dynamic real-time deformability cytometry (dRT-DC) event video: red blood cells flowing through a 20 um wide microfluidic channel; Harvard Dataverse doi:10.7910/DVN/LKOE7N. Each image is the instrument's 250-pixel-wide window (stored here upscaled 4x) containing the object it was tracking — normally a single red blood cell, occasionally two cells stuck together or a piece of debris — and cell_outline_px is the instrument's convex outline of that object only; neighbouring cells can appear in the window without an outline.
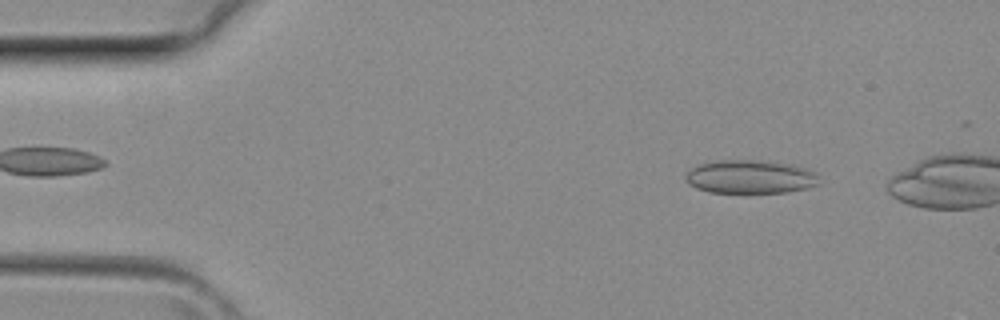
{"species": "common noctule bat (a hibernating species)", "species_latin": "Nyctalus noctula", "temperature_condition": "room temperature", "stored_images_in_passage": 33, "camera_frame_rate_fps": 3000, "um_per_image_px": 0.085, "animal": {"sex": "female", "body_mass_g": 29.2, "forearm_length_mm": 56.3}, "frame": {"image": 1, "passage_image": 4, "time_ms": 1.0, "image_size_px": [1000, 320], "cell_outline_px": [[820, 184], [808, 188], [788, 192], [708, 192], [696, 188], [688, 184], [684, 176], [692, 168], [700, 164], [716, 160], [752, 160], [788, 164], [804, 168], [816, 172]], "centroid_in_image_um": [63.76, 15.03], "position_along_channel_um": 21.2, "area_um2": 25.89}}
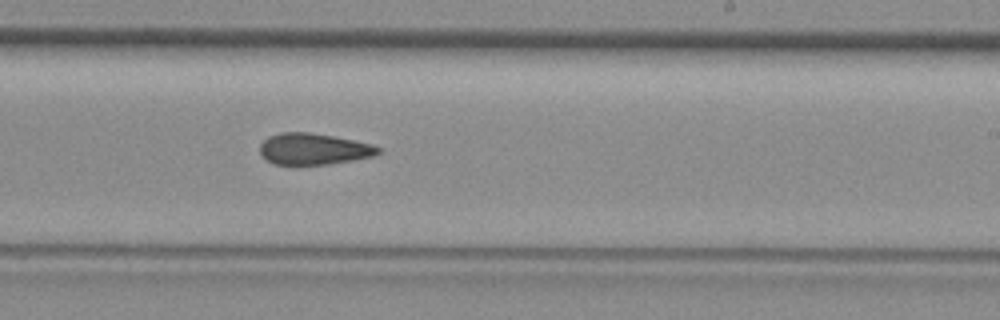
{"frame": {"image": 2, "passage_image": 22, "time_ms": 7.0, "image_size_px": [1000, 320], "cell_outline_px": [[380, 152], [372, 156], [352, 160], [324, 164], [276, 164], [268, 160], [260, 152], [260, 144], [268, 136], [280, 132], [308, 132], [332, 136], [372, 144], [380, 148]], "centroid_in_image_um": [26.63, 12.65], "position_along_channel_um": 262.4, "area_um2": 21.21}}
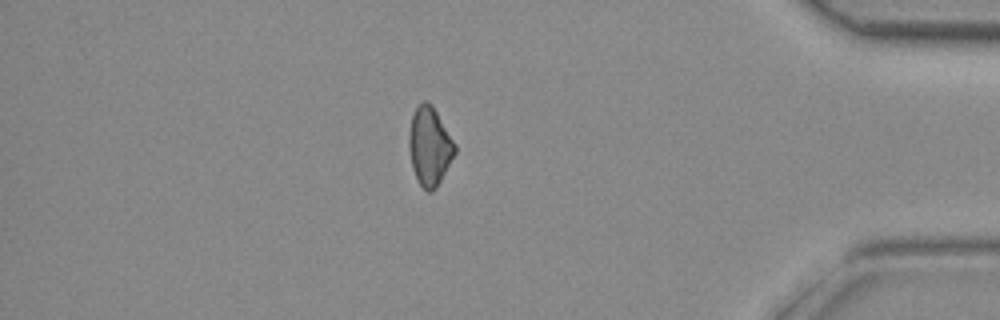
{"frame": {"image": 3, "passage_image": 32, "time_ms": 10.333, "image_size_px": [1000, 320], "cell_outline_px": [[456, 152], [436, 188], [432, 192], [428, 192], [420, 184], [412, 168], [408, 148], [408, 132], [412, 116], [416, 108], [424, 100], [428, 100], [432, 104], [456, 144]], "centroid_in_image_um": [36.51, 12.41], "position_along_channel_um": 398.7, "area_um2": 21.04}}